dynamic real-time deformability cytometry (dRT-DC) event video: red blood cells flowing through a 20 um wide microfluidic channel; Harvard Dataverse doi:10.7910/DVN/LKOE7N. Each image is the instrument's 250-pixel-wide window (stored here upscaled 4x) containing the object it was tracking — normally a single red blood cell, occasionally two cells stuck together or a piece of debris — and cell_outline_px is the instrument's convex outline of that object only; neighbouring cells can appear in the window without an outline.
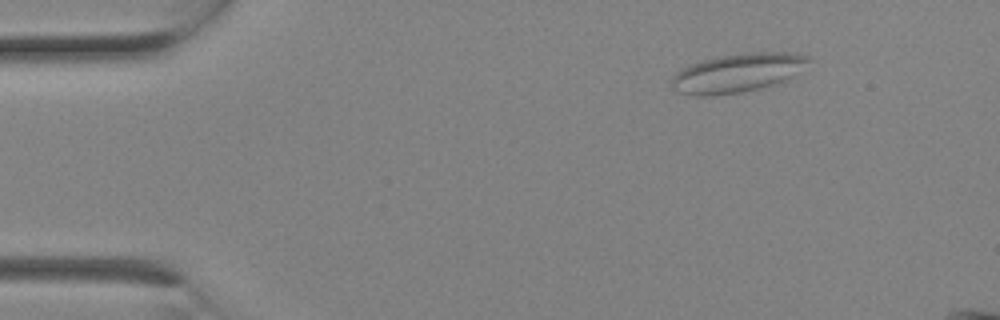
{"species": "Egyptian fruit bat (a non-hibernating species)", "species_latin": "Rousettus aegyptiacus", "temperature_condition": "room temperature", "stored_images_in_passage": 2, "camera_frame_rate_fps": 3000, "um_per_image_px": 0.085, "animal": {"sex": "female"}, "frame": {"image": 1, "passage_image": 1, "time_ms": 0.0, "image_size_px": [1000, 320], "cell_outline_px": [[812, 60], [784, 80], [760, 88], [740, 92], [712, 96], [696, 96], [680, 92], [672, 88], [672, 76], [676, 72], [688, 64], [720, 56], [752, 52], [796, 52], [808, 56]], "centroid_in_image_um": [62.65, 6.19], "position_along_channel_um": 22.3, "area_um2": 30.63}}